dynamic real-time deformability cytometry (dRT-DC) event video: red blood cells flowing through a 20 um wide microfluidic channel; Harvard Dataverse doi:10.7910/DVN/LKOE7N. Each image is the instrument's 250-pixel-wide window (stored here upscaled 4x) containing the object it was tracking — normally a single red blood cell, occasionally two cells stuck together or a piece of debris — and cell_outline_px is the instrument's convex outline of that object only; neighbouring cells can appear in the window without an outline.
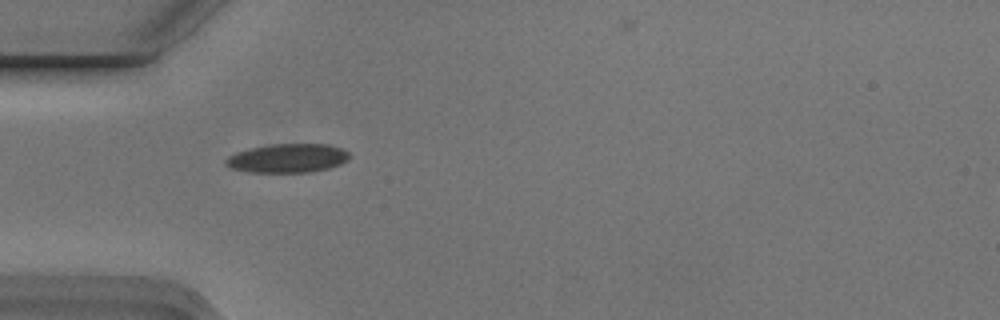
{"species": "Egyptian fruit bat (a non-hibernating species)", "species_latin": "Rousettus aegyptiacus", "temperature_condition": "cold", "stored_images_in_passage": 4, "camera_frame_rate_fps": 3000, "um_per_image_px": 0.085, "animal": {"sex": "male"}, "frame": {"image": 1, "passage_image": 3, "time_ms": 0.667, "image_size_px": [1000, 320], "cell_outline_px": [[348, 160], [340, 164], [328, 168], [312, 172], [248, 172], [232, 168], [224, 164], [224, 160], [228, 156], [236, 152], [252, 148], [272, 144], [328, 144], [340, 148], [348, 152]], "centroid_in_image_um": [24.43, 13.45], "position_along_channel_um": 60.6, "area_um2": 20.69}}
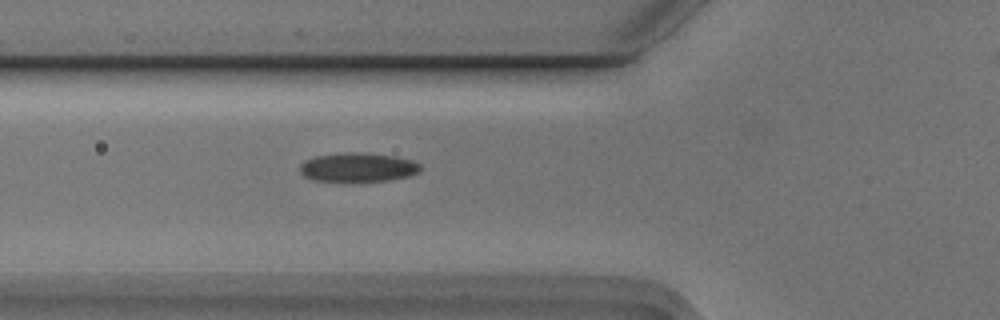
{"frame": {"image": 2, "passage_image": 4, "time_ms": 1.0, "image_size_px": [1000, 320], "cell_outline_px": [[420, 172], [408, 176], [388, 180], [312, 180], [304, 176], [300, 172], [300, 164], [304, 160], [316, 156], [348, 152], [364, 152], [396, 156], [412, 160], [420, 164]], "centroid_in_image_um": [30.43, 14.19], "position_along_channel_um": 95.4, "area_um2": 20.17}}